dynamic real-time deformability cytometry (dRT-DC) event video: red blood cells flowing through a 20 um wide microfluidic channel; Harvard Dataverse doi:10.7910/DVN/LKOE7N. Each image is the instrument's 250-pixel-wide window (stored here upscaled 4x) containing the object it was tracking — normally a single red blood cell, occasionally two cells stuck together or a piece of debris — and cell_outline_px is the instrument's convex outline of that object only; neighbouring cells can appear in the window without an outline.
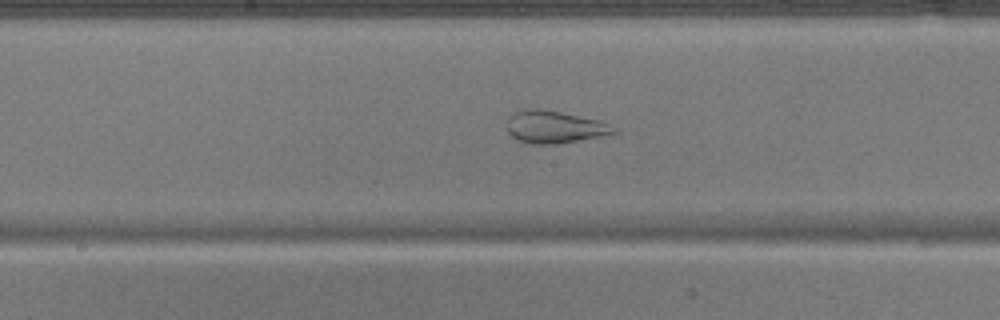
{"species": "common noctule bat (a hibernating species)", "species_latin": "Nyctalus noctula", "temperature_condition": "warm", "stored_images_in_passage": 51, "camera_frame_rate_fps": 3000, "um_per_image_px": 0.085, "animal": {"sex": "male", "body_mass_g": 17.9}, "frame": {"image": 1, "passage_image": 27, "time_ms": 8.667, "image_size_px": [1000, 320], "cell_outline_px": [[620, 132], [556, 144], [532, 144], [516, 140], [508, 132], [508, 120], [512, 112], [520, 108], [540, 108], [600, 120], [620, 128]], "centroid_in_image_um": [47.13, 10.77], "position_along_channel_um": 201.1, "area_um2": 20.4}}
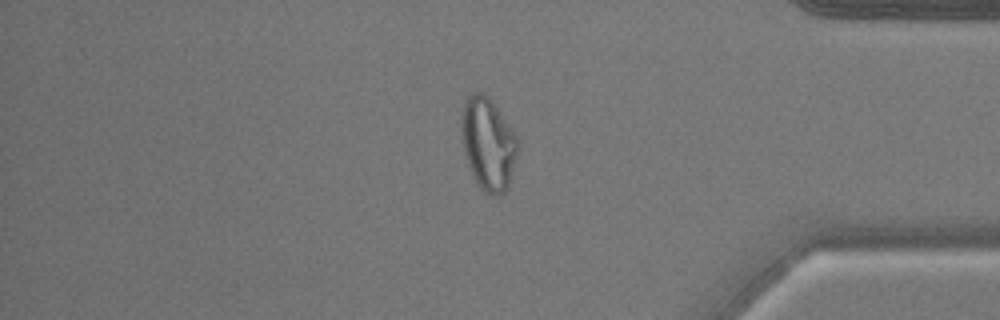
{"frame": {"image": 2, "passage_image": 43, "time_ms": 14.0, "image_size_px": [1000, 320], "cell_outline_px": [[520, 148], [508, 188], [504, 192], [496, 196], [492, 196], [480, 188], [476, 184], [464, 156], [464, 100], [472, 92], [484, 92], [488, 96], [500, 112], [520, 140]], "centroid_in_image_um": [41.56, 12.27], "position_along_channel_um": 393.6, "area_um2": 30.23}}
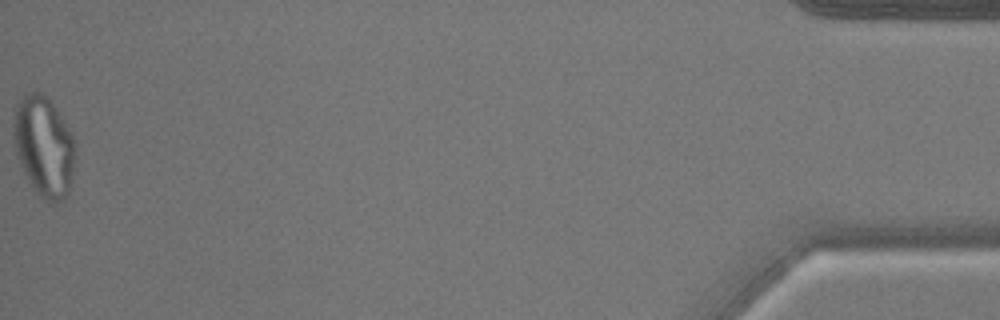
{"frame": {"image": 3, "passage_image": 51, "time_ms": 16.667, "image_size_px": [1000, 320], "cell_outline_px": [[72, 172], [68, 192], [56, 204], [44, 200], [36, 192], [24, 172], [16, 156], [12, 140], [12, 124], [16, 108], [24, 92], [40, 92], [56, 108], [72, 132]], "centroid_in_image_um": [3.66, 12.42], "position_along_channel_um": 431.5, "area_um2": 35.6}}